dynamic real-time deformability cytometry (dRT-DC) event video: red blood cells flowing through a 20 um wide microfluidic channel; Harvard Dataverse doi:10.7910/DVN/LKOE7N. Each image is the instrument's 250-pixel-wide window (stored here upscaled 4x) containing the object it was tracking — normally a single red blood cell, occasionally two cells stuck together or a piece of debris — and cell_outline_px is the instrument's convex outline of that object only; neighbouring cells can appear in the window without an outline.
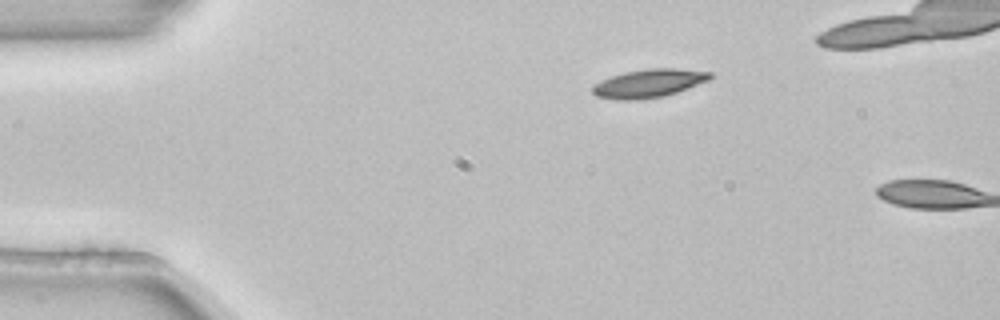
{"species": "common noctule bat (a hibernating species)", "species_latin": "Nyctalus noctula", "temperature_condition": "room temperature", "stored_images_in_passage": 2, "camera_frame_rate_fps": 3000, "um_per_image_px": 0.085, "animal": {"sex": "female", "body_mass_g": 22.7, "forearm_length_mm": 54.2}, "frame": {"image": 1, "passage_image": 1, "time_ms": 0.0, "image_size_px": [1000, 320], "cell_outline_px": [[712, 76], [708, 80], [676, 92], [664, 96], [632, 100], [620, 100], [596, 96], [592, 92], [592, 84], [612, 76], [624, 72], [648, 68], [676, 68], [712, 72]], "centroid_in_image_um": [55.12, 7.07], "position_along_channel_um": 29.9, "area_um2": 19.25}}